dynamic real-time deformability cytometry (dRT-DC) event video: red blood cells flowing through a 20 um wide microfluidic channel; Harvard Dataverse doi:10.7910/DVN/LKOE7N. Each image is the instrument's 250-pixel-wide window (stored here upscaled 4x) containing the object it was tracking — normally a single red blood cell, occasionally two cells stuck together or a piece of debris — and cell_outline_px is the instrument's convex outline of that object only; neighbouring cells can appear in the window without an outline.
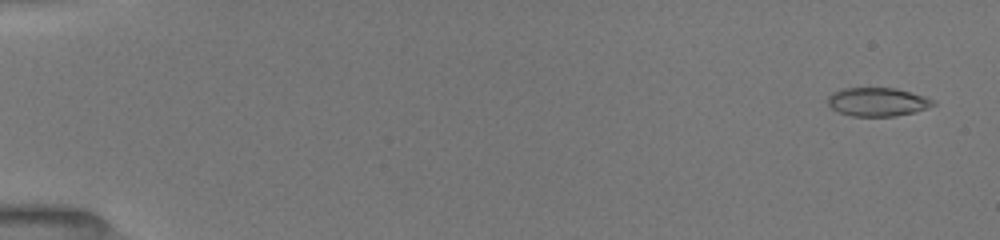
{"species": "common noctule bat (a hibernating species)", "species_latin": "Nyctalus noctula", "temperature_condition": "room temperature", "stored_images_in_passage": 52, "camera_frame_rate_fps": 3000, "um_per_image_px": 0.085, "animal": {"sex": "female", "body_mass_g": 19.5, "forearm_length_mm": 54.1}, "frame": {"image": 1, "passage_image": 3, "time_ms": 0.667, "image_size_px": [1000, 240], "cell_outline_px": [[936, 104], [912, 112], [892, 116], [852, 116], [840, 112], [832, 108], [828, 104], [828, 96], [832, 92], [840, 88], [896, 88], [924, 96], [936, 100]], "centroid_in_image_um": [74.56, 8.64], "position_along_channel_um": 10.4, "area_um2": 17.4}}
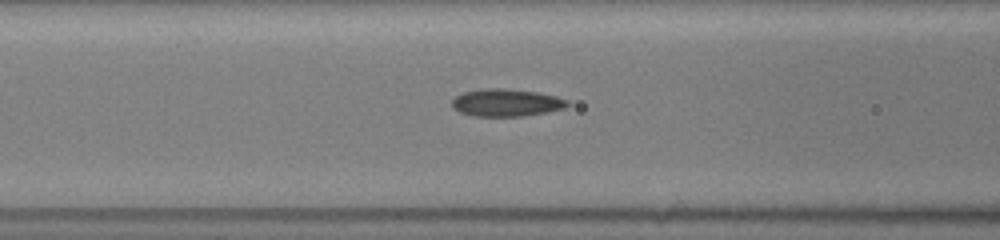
{"frame": {"image": 2, "passage_image": 23, "time_ms": 7.333, "image_size_px": [1000, 240], "cell_outline_px": [[568, 104], [564, 108], [548, 112], [524, 116], [472, 116], [460, 112], [452, 108], [452, 100], [456, 96], [464, 92], [480, 88], [504, 88], [536, 92], [556, 96], [568, 100]], "centroid_in_image_um": [43.01, 8.72], "position_along_channel_um": 123.6, "area_um2": 18.55}}
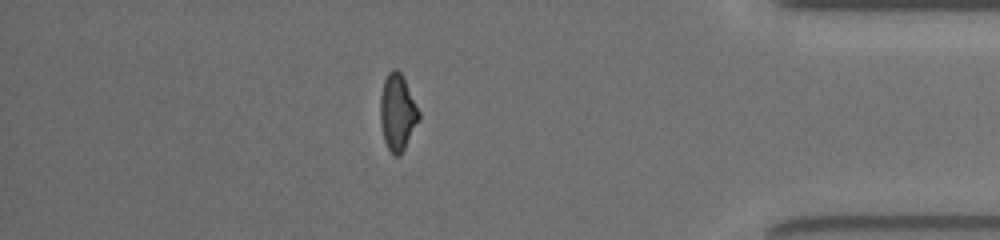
{"frame": {"image": 3, "passage_image": 46, "time_ms": 15.0, "image_size_px": [1000, 240], "cell_outline_px": [[420, 120], [400, 156], [396, 156], [388, 148], [384, 140], [380, 124], [380, 96], [384, 80], [388, 72], [392, 68], [396, 68], [400, 72], [420, 112]], "centroid_in_image_um": [33.78, 9.55], "position_along_channel_um": 401.4, "area_um2": 17.17}, "authors_computed_cell_mechanics": {"area_um2": 17.7446, "velocity_mm_per_s": 4.0313, "shape_relaxation_time_tau1_ms": null, "shape_relaxation_time_tau2_ms": 2.7419, "deformation_change_tau1": null, "deformation_change_tau2": 0.1}}